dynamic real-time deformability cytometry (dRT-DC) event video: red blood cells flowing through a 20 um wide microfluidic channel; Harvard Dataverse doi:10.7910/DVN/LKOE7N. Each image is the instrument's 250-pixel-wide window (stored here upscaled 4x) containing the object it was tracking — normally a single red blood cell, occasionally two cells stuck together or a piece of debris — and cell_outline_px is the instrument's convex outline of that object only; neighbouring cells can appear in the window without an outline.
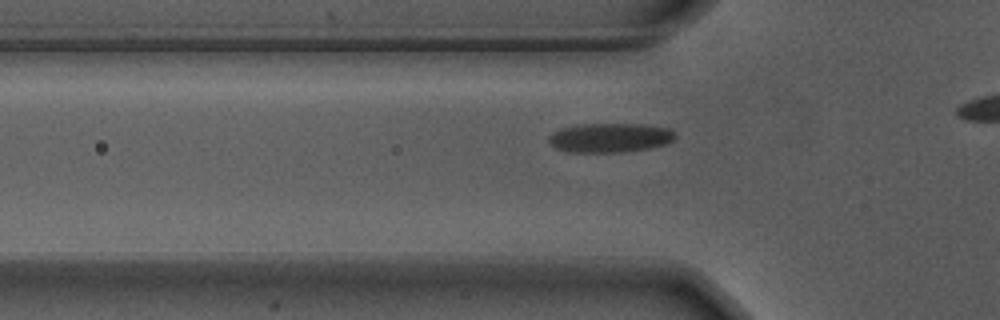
{"species": "Egyptian fruit bat (a non-hibernating species)", "species_latin": "Rousettus aegyptiacus", "temperature_condition": "warm", "stored_images_in_passage": 20, "camera_frame_rate_fps": 3000, "um_per_image_px": 0.085, "animal": {"sex": "male"}, "frame": {"image": 1, "passage_image": 7, "time_ms": 2.0, "image_size_px": [1000, 320], "cell_outline_px": [[676, 136], [672, 140], [664, 144], [648, 148], [620, 152], [572, 152], [556, 148], [548, 140], [548, 136], [552, 132], [560, 128], [580, 124], [640, 124], [668, 128], [676, 132]], "centroid_in_image_um": [51.83, 11.69], "position_along_channel_um": 74.0, "area_um2": 21.44}}
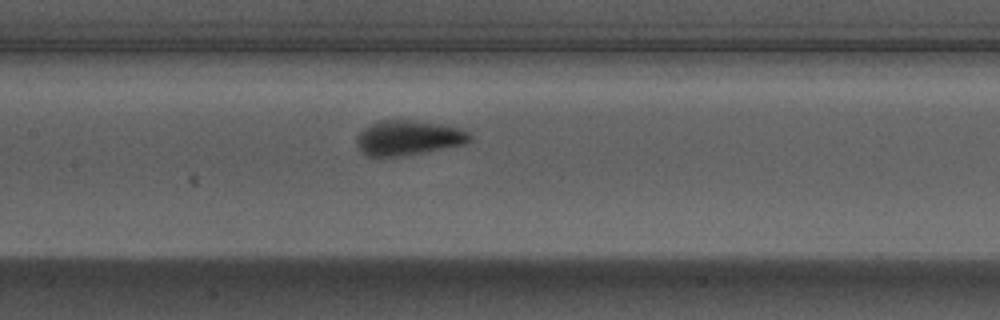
{"frame": {"image": 2, "passage_image": 15, "time_ms": 4.667, "image_size_px": [1000, 320], "cell_outline_px": [[472, 140], [464, 144], [420, 152], [392, 156], [364, 156], [356, 144], [356, 136], [364, 128], [380, 120], [412, 120], [440, 124], [460, 128], [468, 132], [472, 136]], "centroid_in_image_um": [34.68, 11.7], "position_along_channel_um": 172.7, "area_um2": 22.66}}
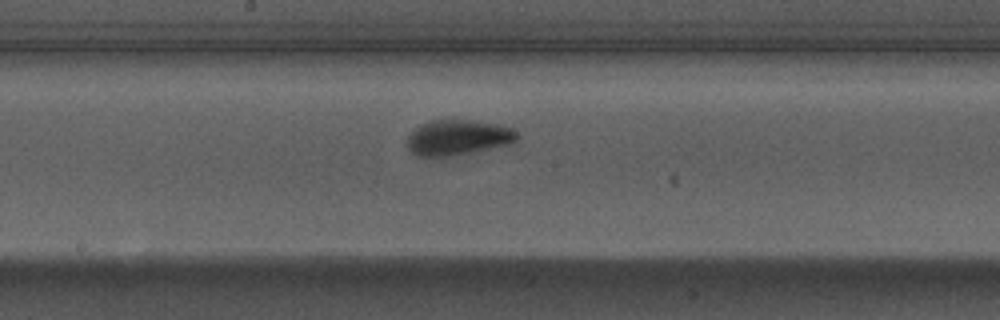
{"frame": {"image": 3, "passage_image": 18, "time_ms": 5.667, "image_size_px": [1000, 320], "cell_outline_px": [[520, 136], [516, 140], [508, 144], [448, 156], [420, 156], [412, 152], [408, 148], [408, 136], [420, 124], [428, 120], [452, 116], [496, 124], [512, 128]], "centroid_in_image_um": [38.9, 11.62], "position_along_channel_um": 209.3, "area_um2": 22.89}}